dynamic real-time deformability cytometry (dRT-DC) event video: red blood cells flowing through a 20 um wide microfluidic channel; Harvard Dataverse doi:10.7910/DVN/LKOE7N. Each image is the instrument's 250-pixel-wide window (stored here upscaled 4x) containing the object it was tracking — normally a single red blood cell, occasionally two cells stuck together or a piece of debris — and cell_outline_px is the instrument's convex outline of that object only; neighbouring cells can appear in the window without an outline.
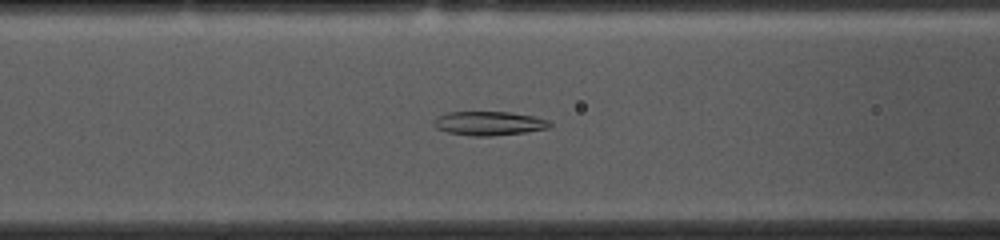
{"species": "common noctule bat (a hibernating species)", "species_latin": "Nyctalus noctula", "temperature_condition": "cold", "stored_images_in_passage": 53, "camera_frame_rate_fps": 3000, "um_per_image_px": 0.085, "animal": {"sex": "female", "body_mass_g": 10.0, "forearm_length_mm": 53.1}, "frame": {"image": 1, "passage_image": 20, "time_ms": 6.333, "image_size_px": [1000, 240], "cell_outline_px": [[552, 124], [548, 128], [524, 132], [492, 136], [472, 136], [448, 132], [436, 128], [432, 124], [436, 116], [448, 112], [512, 112], [532, 116], [548, 120]], "centroid_in_image_um": [41.53, 10.48], "position_along_channel_um": 125.1, "area_um2": 16.18}}
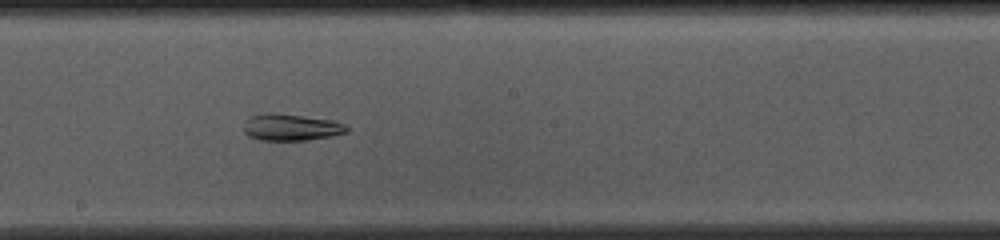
{"frame": {"image": 2, "passage_image": 28, "time_ms": 9.0, "image_size_px": [1000, 240], "cell_outline_px": [[348, 132], [332, 136], [304, 140], [260, 140], [248, 136], [244, 132], [244, 124], [252, 116], [264, 112], [276, 112], [336, 120], [344, 124], [348, 128]], "centroid_in_image_um": [24.76, 10.8], "position_along_channel_um": 223.4, "area_um2": 16.24}}
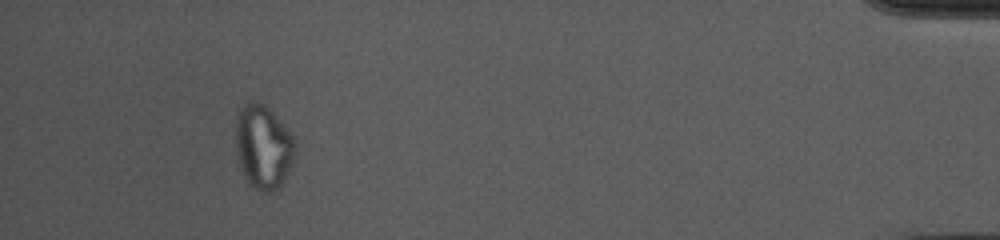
{"frame": {"image": 3, "passage_image": 49, "time_ms": 16.0, "image_size_px": [1000, 240], "cell_outline_px": [[296, 148], [288, 172], [284, 180], [272, 192], [264, 192], [252, 188], [244, 176], [240, 168], [236, 152], [236, 116], [240, 108], [248, 100], [256, 100], [264, 104], [276, 116], [292, 136], [296, 144]], "centroid_in_image_um": [22.34, 12.46], "position_along_channel_um": 412.9, "area_um2": 29.07}, "authors_computed_cell_mechanics": {"area_um2": 20.0566, "velocity_mm_per_s": 3.6937, "shape_relaxation_time_tau1_ms": null, "shape_relaxation_time_tau2_ms": 2.2824, "deformation_change_tau1": null, "deformation_change_tau2": 0.0758}}